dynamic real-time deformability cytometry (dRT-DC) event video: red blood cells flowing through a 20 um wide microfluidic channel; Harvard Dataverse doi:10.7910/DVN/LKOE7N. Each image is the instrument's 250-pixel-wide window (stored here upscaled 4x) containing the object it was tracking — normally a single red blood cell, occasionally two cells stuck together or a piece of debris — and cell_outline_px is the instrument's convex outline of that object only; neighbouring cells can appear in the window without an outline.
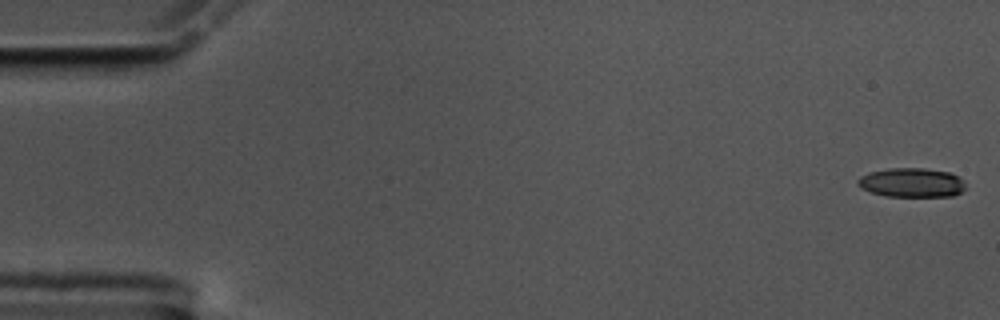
{"species": "common noctule bat (a hibernating species)", "species_latin": "Nyctalus noctula", "temperature_condition": "cold", "stored_images_in_passage": 57, "camera_frame_rate_fps": 3000, "um_per_image_px": 0.085, "animal": {"sex": "male", "body_mass_g": 17.5, "forearm_length_mm": 52.3}, "frame": {"image": 1, "passage_image": 1, "time_ms": 0.0, "image_size_px": [1000, 320], "cell_outline_px": [[964, 188], [960, 192], [952, 196], [884, 196], [860, 188], [856, 184], [856, 180], [860, 176], [868, 172], [888, 168], [924, 168], [948, 172], [960, 176], [964, 180]], "centroid_in_image_um": [77.45, 15.51], "position_along_channel_um": 7.5, "area_um2": 18.5}}
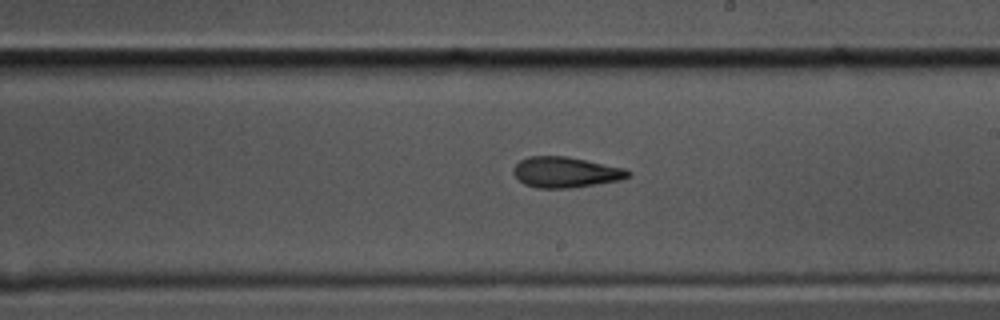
{"frame": {"image": 2, "passage_image": 33, "time_ms": 10.667, "image_size_px": [1000, 320], "cell_outline_px": [[632, 176], [620, 180], [572, 188], [536, 188], [524, 184], [512, 172], [512, 168], [520, 160], [528, 156], [568, 156], [628, 168], [632, 172]], "centroid_in_image_um": [48.13, 14.63], "position_along_channel_um": 240.9, "area_um2": 20.87}}
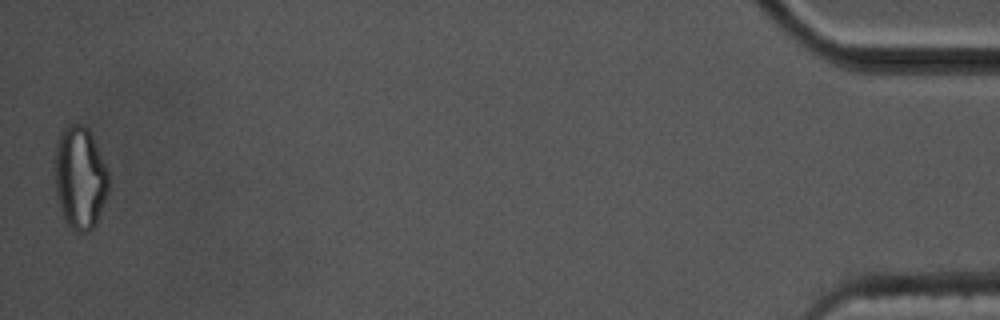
{"frame": {"image": 3, "passage_image": 57, "time_ms": 18.667, "image_size_px": [1000, 320], "cell_outline_px": [[108, 192], [96, 224], [88, 232], [76, 232], [64, 220], [60, 208], [56, 192], [56, 144], [60, 132], [68, 124], [84, 124], [88, 128], [92, 136], [108, 172]], "centroid_in_image_um": [6.8, 15.12], "position_along_channel_um": 428.4, "area_um2": 31.91}, "authors_computed_cell_mechanics": {"area_um2": 20.5768, "velocity_mm_per_s": 3.5119, "shape_relaxation_time_tau1_ms": 7.4576, "shape_relaxation_time_tau2_ms": 1.6576, "deformation_change_tau1": 0.2057, "deformation_change_tau2": 0.1051}}